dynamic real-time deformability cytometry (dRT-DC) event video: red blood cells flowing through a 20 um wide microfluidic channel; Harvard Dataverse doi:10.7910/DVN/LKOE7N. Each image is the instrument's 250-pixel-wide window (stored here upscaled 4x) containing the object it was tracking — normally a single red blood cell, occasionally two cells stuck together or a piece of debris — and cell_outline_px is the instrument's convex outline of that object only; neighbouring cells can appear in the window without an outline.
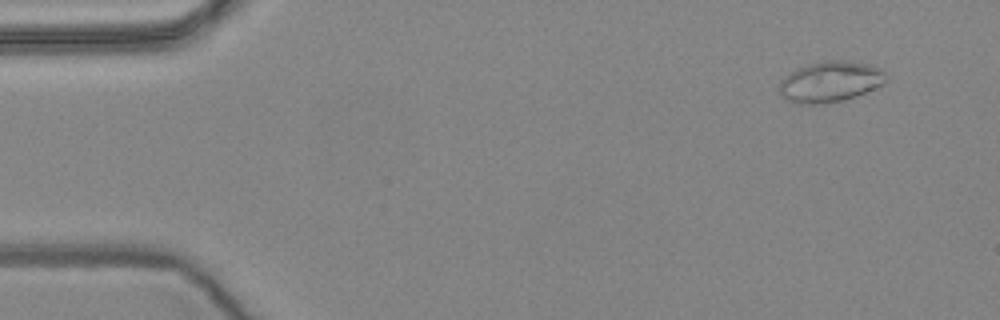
{"species": "common noctule bat (a hibernating species)", "species_latin": "Nyctalus noctula", "temperature_condition": "warm", "stored_images_in_passage": 57, "camera_frame_rate_fps": 3000, "um_per_image_px": 0.085, "animal": {"sex": "female", "body_mass_g": 24.6, "forearm_length_mm": 56.2}, "frame": {"image": 1, "passage_image": 5, "time_ms": 1.333, "image_size_px": [1000, 320], "cell_outline_px": [[888, 80], [884, 84], [856, 96], [840, 100], [820, 104], [800, 104], [788, 100], [780, 96], [780, 80], [784, 76], [808, 64], [828, 60], [844, 60], [868, 64], [880, 68], [888, 76]], "centroid_in_image_um": [70.59, 6.94], "position_along_channel_um": 14.4, "area_um2": 25.26}}
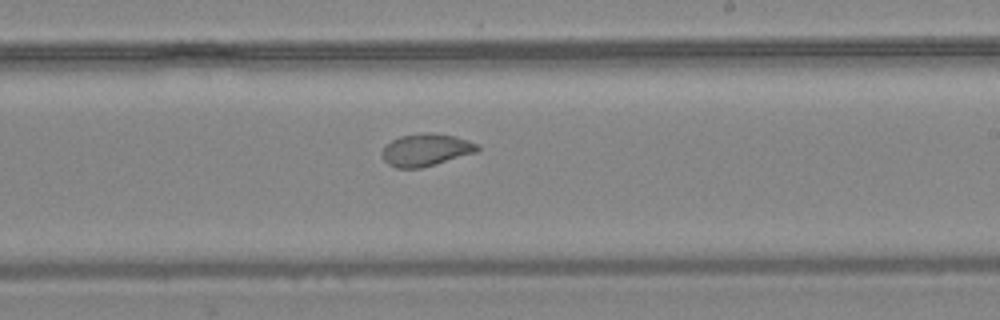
{"frame": {"image": 2, "passage_image": 34, "time_ms": 11.0, "image_size_px": [1000, 320], "cell_outline_px": [[480, 148], [476, 152], [420, 168], [396, 168], [388, 164], [380, 156], [380, 152], [384, 144], [400, 136], [424, 132], [432, 132], [456, 136], [468, 140], [476, 144]], "centroid_in_image_um": [36.14, 12.72], "position_along_channel_um": 252.9, "area_um2": 18.09}}
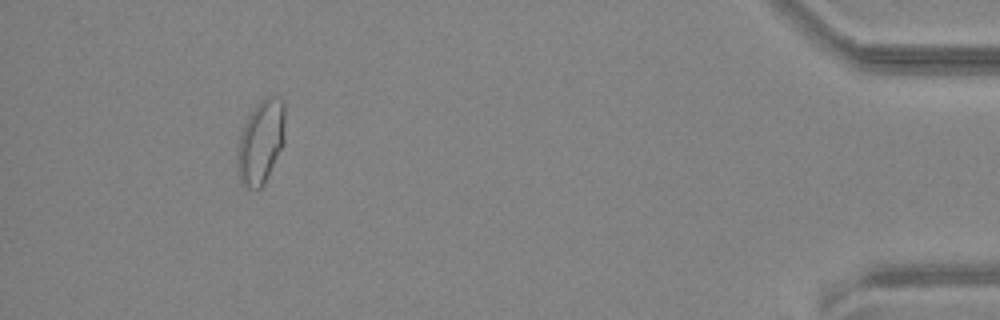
{"frame": {"image": 3, "passage_image": 53, "time_ms": 17.333, "image_size_px": [1000, 320], "cell_outline_px": [[284, 144], [264, 184], [260, 188], [248, 188], [240, 180], [236, 164], [236, 160], [240, 136], [248, 116], [256, 104], [264, 96], [268, 96], [280, 100], [284, 104]], "centroid_in_image_um": [22.17, 12.07], "position_along_channel_um": 413.0, "area_um2": 23.06}, "authors_computed_cell_mechanics": {"area_um2": 20.3456, "velocity_mm_per_s": 3.6041, "shape_relaxation_time_tau1_ms": null, "shape_relaxation_time_tau2_ms": 1.8303, "deformation_change_tau1": null, "deformation_change_tau2": 0.0525}}